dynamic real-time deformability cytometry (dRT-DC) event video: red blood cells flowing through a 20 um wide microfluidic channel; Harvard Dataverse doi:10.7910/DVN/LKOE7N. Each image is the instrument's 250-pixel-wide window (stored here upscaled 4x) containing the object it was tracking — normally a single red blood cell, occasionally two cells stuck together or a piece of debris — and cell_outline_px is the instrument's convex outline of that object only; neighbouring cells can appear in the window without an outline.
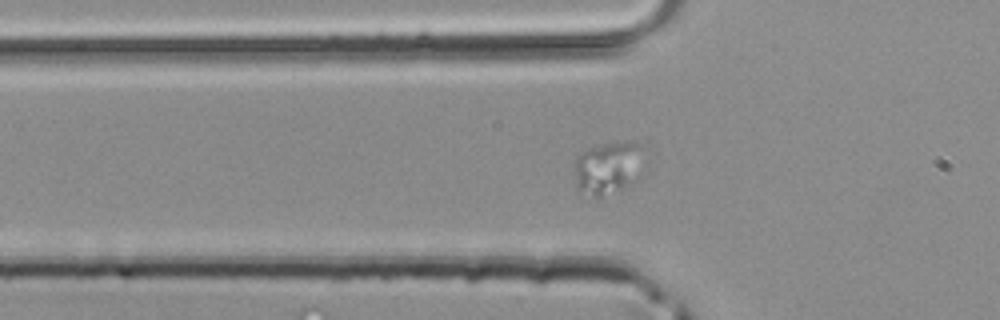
{"species": "common noctule bat (a hibernating species)", "species_latin": "Nyctalus noctula", "temperature_condition": "room temperature", "stored_images_in_passage": 50, "camera_frame_rate_fps": 3000, "um_per_image_px": 0.085, "animal": {"sex": "male", "body_mass_g": 20.4}, "frame": {"image": 1, "passage_image": 19, "time_ms": 6.0, "image_size_px": [1000, 320], "cell_outline_px": [[644, 144], [632, 180], [600, 196], [580, 196], [576, 192], [576, 156], [588, 148], [604, 144], [636, 140]], "centroid_in_image_um": [51.56, 14.21], "position_along_channel_um": 74.2, "area_um2": 20.35}}
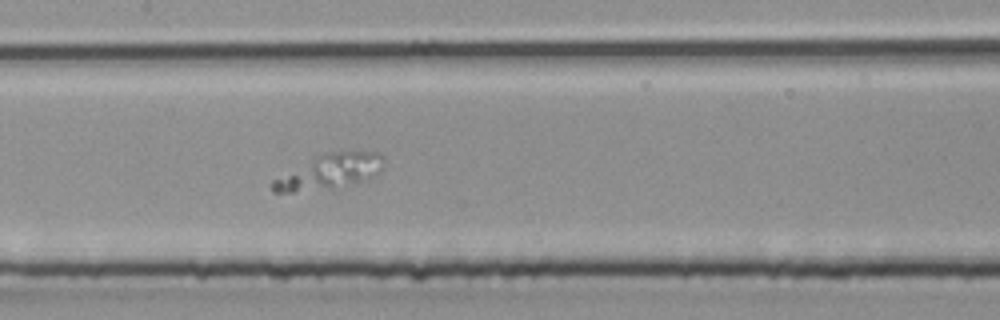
{"frame": {"image": 2, "passage_image": 26, "time_ms": 8.333, "image_size_px": [1000, 320], "cell_outline_px": [[384, 168], [360, 180], [332, 188], [292, 192], [272, 192], [272, 180], [328, 152], [380, 152], [384, 156]], "centroid_in_image_um": [28.04, 14.59], "position_along_channel_um": 179.4, "area_um2": 21.33}}
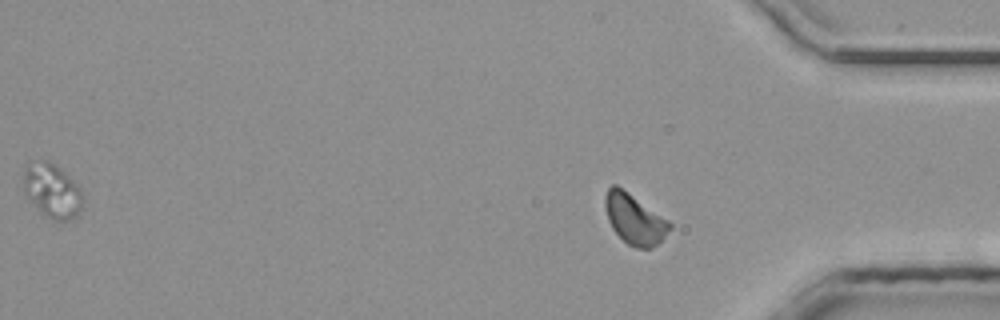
{"frame": {"image": 3, "passage_image": 50, "time_ms": 16.333, "image_size_px": [1000, 320], "cell_outline_px": [[672, 228], [652, 248], [636, 248], [628, 244], [612, 228], [608, 220], [604, 204], [604, 196], [608, 188], [612, 184], [616, 184], [668, 220], [672, 224]], "centroid_in_image_um": [53.91, 18.61], "position_along_channel_um": 381.3, "area_um2": 18.61}}